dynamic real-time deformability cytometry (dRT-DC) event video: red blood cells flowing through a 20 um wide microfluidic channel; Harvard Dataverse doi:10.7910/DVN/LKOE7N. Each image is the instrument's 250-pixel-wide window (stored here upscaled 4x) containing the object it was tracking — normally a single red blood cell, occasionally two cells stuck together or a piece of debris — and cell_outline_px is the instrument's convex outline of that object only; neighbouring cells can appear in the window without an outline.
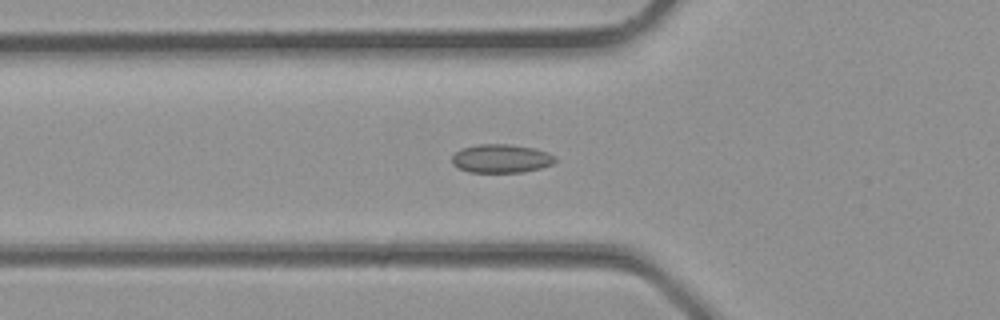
{"species": "common noctule bat (a hibernating species)", "species_latin": "Nyctalus noctula", "temperature_condition": "room temperature", "stored_images_in_passage": 34, "camera_frame_rate_fps": 3000, "um_per_image_px": 0.085, "animal": {"sex": "male", "body_mass_g": 23.1, "forearm_length_mm": 52.7}, "frame": {"image": 1, "passage_image": 12, "time_ms": 3.667, "image_size_px": [1000, 320], "cell_outline_px": [[556, 160], [552, 164], [540, 168], [524, 172], [468, 172], [452, 164], [452, 156], [460, 148], [476, 144], [508, 144], [536, 148], [548, 152], [556, 156]], "centroid_in_image_um": [42.61, 13.46], "position_along_channel_um": 83.2, "area_um2": 17.34}}
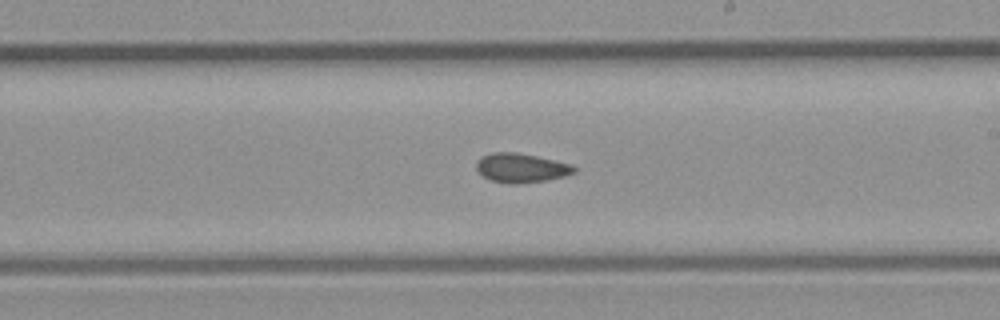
{"frame": {"image": 2, "passage_image": 20, "time_ms": 6.333, "image_size_px": [1000, 320], "cell_outline_px": [[576, 172], [564, 176], [548, 180], [516, 184], [508, 184], [492, 180], [476, 172], [476, 160], [480, 156], [492, 152], [516, 152], [536, 156], [572, 164], [576, 168]], "centroid_in_image_um": [44.27, 14.27], "position_along_channel_um": 244.7, "area_um2": 16.82}}
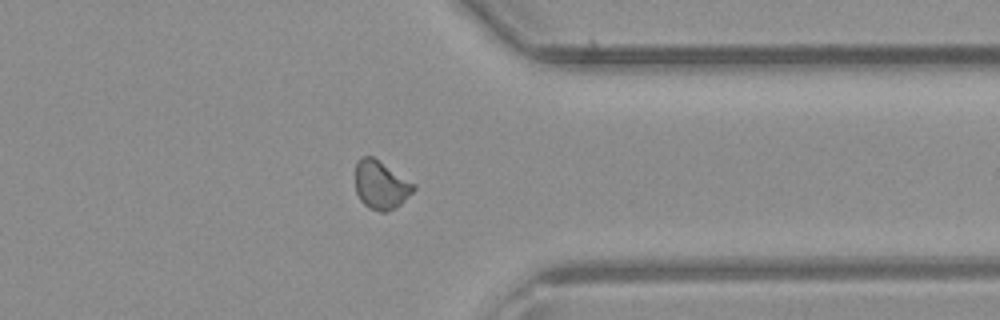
{"frame": {"image": 3, "passage_image": 27, "time_ms": 8.667, "image_size_px": [1000, 320], "cell_outline_px": [[416, 188], [396, 208], [388, 212], [380, 212], [368, 208], [360, 200], [356, 192], [356, 160], [360, 156], [372, 156], [416, 184]], "centroid_in_image_um": [32.36, 15.73], "position_along_channel_um": 379.0, "area_um2": 16.53}}